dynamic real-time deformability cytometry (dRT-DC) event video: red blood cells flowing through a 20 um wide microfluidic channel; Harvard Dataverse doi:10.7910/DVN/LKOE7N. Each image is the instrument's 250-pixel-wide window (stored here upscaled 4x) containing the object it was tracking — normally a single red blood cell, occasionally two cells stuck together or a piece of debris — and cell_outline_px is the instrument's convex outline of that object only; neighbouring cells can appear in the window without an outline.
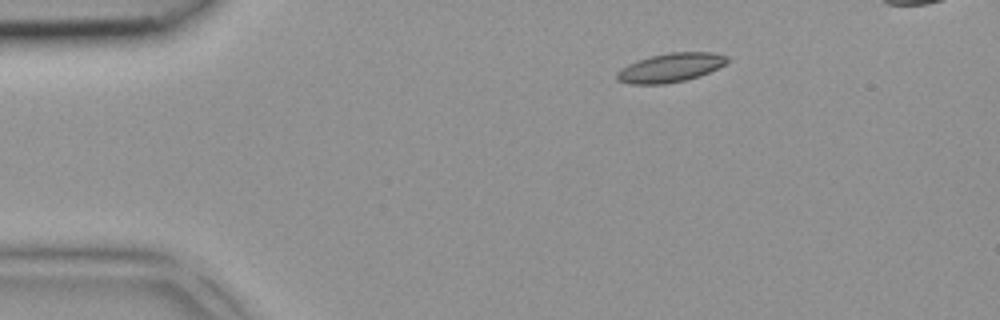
{"species": "common noctule bat (a hibernating species)", "species_latin": "Nyctalus noctula", "temperature_condition": "room temperature", "stored_images_in_passage": 5, "camera_frame_rate_fps": 3000, "um_per_image_px": 0.085, "animal": {"sex": "female", "body_mass_g": 18.4}, "frame": {"image": 1, "passage_image": 5, "time_ms": 1.333, "image_size_px": [1000, 320], "cell_outline_px": [[728, 60], [724, 64], [700, 76], [684, 80], [664, 84], [632, 84], [616, 80], [616, 72], [620, 68], [628, 64], [652, 56], [668, 52], [716, 52], [728, 56]], "centroid_in_image_um": [56.98, 5.75], "position_along_channel_um": 28.0, "area_um2": 18.5}}